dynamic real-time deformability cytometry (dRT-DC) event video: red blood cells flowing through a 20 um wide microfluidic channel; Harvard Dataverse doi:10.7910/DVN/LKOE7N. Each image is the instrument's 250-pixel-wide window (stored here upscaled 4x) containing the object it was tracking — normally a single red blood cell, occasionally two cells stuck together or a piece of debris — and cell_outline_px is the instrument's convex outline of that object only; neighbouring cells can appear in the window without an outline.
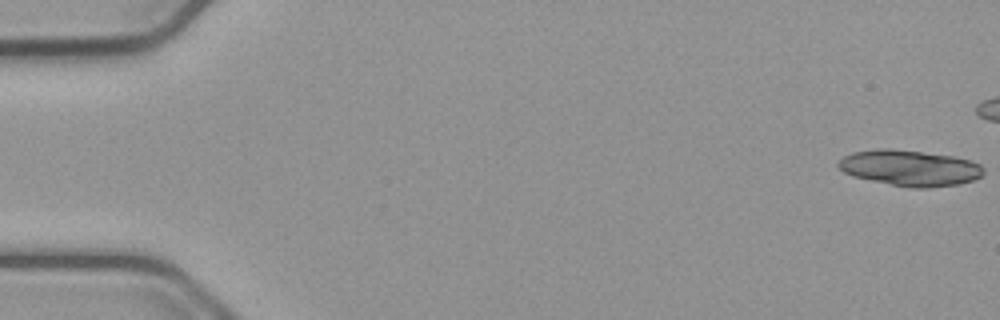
{"species": "common noctule bat (a hibernating species)", "species_latin": "Nyctalus noctula", "temperature_condition": "cold", "stored_images_in_passage": 23, "camera_frame_rate_fps": 3000, "um_per_image_px": 0.085, "animal": {"sex": "male", "body_mass_g": 23.1, "forearm_length_mm": 52.7}, "frame": {"image": 1, "passage_image": 1, "time_ms": 0.0, "image_size_px": [1000, 320], "cell_outline_px": [[984, 172], [980, 176], [972, 180], [956, 184], [928, 188], [912, 188], [852, 176], [844, 172], [836, 164], [844, 156], [852, 152], [880, 148], [888, 148], [952, 156], [972, 160], [980, 164], [984, 168]], "centroid_in_image_um": [77.34, 14.27], "position_along_channel_um": 7.7, "area_um2": 30.06}}